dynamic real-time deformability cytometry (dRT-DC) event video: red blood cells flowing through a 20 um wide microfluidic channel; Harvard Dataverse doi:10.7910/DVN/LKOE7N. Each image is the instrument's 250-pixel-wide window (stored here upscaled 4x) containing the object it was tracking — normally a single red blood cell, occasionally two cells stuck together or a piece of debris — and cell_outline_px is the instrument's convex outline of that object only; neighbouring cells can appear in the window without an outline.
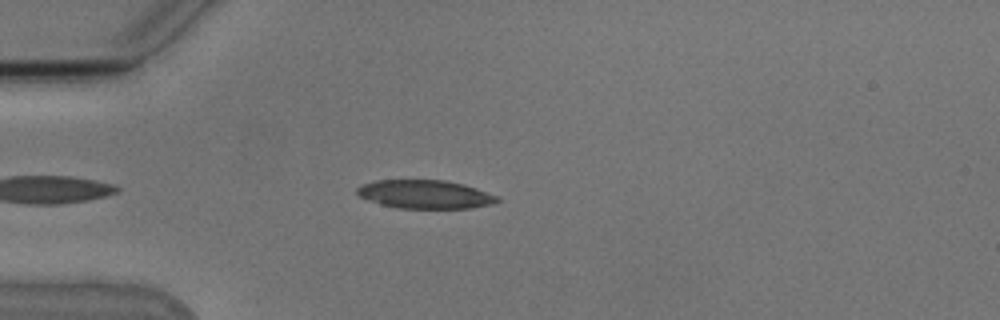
{"species": "Egyptian fruit bat (a non-hibernating species)", "species_latin": "Rousettus aegyptiacus", "temperature_condition": "cold", "stored_images_in_passage": 10, "camera_frame_rate_fps": 3000, "um_per_image_px": 0.085, "animal": {"sex": "male"}, "frame": {"image": 1, "passage_image": 5, "time_ms": 1.333, "image_size_px": [1000, 320], "cell_outline_px": [[500, 200], [492, 204], [472, 208], [396, 208], [380, 204], [368, 200], [360, 196], [356, 192], [356, 188], [364, 184], [376, 180], [444, 180], [464, 184], [476, 188], [496, 196]], "centroid_in_image_um": [36.12, 16.52], "position_along_channel_um": 48.9, "area_um2": 23.18}}
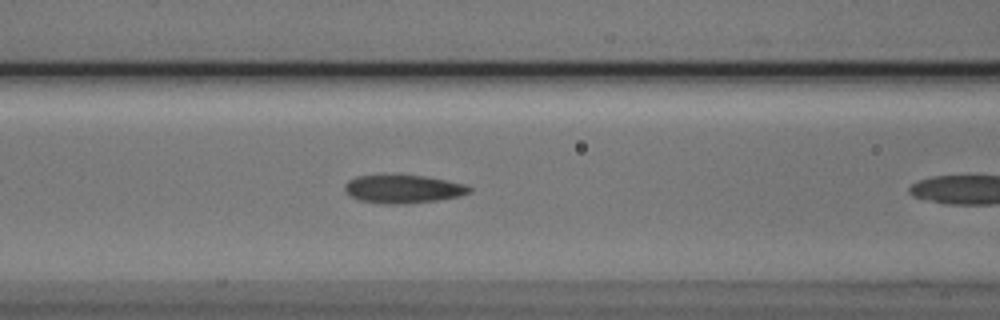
{"frame": {"image": 2, "passage_image": 9, "time_ms": 2.667, "image_size_px": [1000, 320], "cell_outline_px": [[472, 192], [460, 196], [436, 200], [404, 204], [388, 204], [360, 200], [348, 196], [344, 192], [344, 184], [348, 180], [356, 176], [384, 172], [424, 176], [464, 184], [472, 188]], "centroid_in_image_um": [34.18, 16.02], "position_along_channel_um": 132.4, "area_um2": 21.27}}